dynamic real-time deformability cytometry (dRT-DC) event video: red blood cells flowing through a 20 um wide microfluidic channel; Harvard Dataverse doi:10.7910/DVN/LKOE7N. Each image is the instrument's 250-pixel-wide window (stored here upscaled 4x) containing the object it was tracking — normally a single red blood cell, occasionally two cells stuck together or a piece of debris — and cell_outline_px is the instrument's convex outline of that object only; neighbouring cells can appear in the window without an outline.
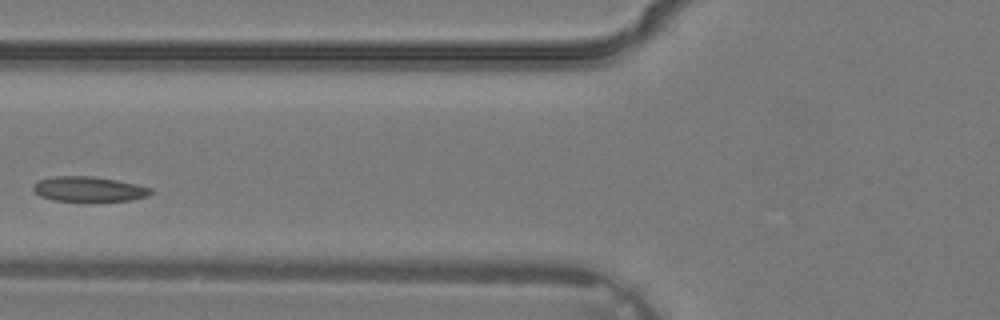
{"species": "common noctule bat (a hibernating species)", "species_latin": "Nyctalus noctula", "temperature_condition": "warm", "stored_images_in_passage": 3, "camera_frame_rate_fps": 3000, "um_per_image_px": 0.085, "animal": {"sex": "male", "body_mass_g": 19.2, "forearm_length_mm": 51.8}, "frame": {"image": 1, "passage_image": 3, "time_ms": 0.667, "image_size_px": [1000, 320], "cell_outline_px": [[152, 192], [148, 196], [132, 200], [52, 200], [40, 196], [32, 188], [32, 184], [36, 180], [56, 176], [92, 176], [116, 180], [136, 184], [152, 188]], "centroid_in_image_um": [7.52, 16.05], "position_along_channel_um": 118.3, "area_um2": 16.94}}